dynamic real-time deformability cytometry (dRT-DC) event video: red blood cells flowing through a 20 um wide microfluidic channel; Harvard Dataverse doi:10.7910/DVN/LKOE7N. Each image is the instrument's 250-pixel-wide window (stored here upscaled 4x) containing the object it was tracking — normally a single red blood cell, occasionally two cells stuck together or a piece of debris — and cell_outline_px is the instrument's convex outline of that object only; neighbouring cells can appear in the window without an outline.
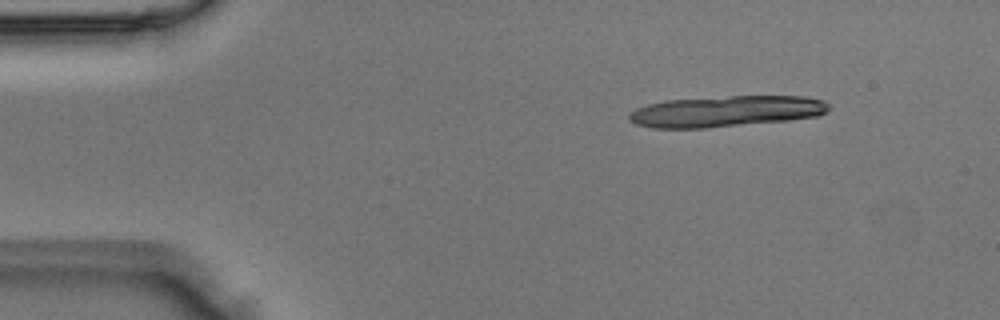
{"species": "Egyptian fruit bat (a non-hibernating species)", "species_latin": "Rousettus aegyptiacus", "temperature_condition": "room temperature", "stored_images_in_passage": 6, "segment_of_instrument_passage": [1, 2], "camera_frame_rate_fps": 3000, "um_per_image_px": 0.085, "animal": {"sex": "male"}, "frame": {"image": 1, "passage_image": 2, "time_ms": 0.333, "image_size_px": [1000, 320], "cell_outline_px": [[832, 108], [828, 112], [820, 116], [788, 120], [704, 128], [652, 128], [636, 124], [628, 120], [628, 116], [636, 108], [648, 104], [664, 100], [728, 96], [804, 96], [824, 100]], "centroid_in_image_um": [61.75, 9.46], "position_along_channel_um": 23.3, "area_um2": 36.36}}